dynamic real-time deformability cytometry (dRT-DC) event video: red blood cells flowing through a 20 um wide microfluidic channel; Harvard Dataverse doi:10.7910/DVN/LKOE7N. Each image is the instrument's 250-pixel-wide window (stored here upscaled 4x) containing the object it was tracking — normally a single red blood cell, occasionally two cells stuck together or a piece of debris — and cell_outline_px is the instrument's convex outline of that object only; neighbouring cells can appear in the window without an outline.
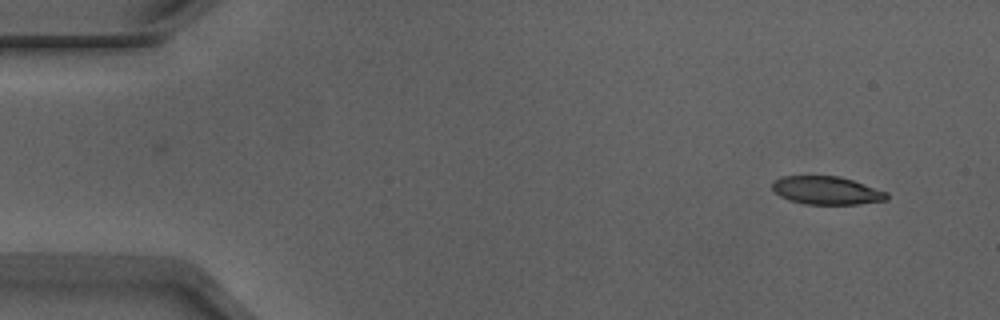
{"species": "Egyptian fruit bat (a non-hibernating species)", "species_latin": "Rousettus aegyptiacus", "temperature_condition": "warm", "stored_images_in_passage": 49, "camera_frame_rate_fps": 3000, "um_per_image_px": 0.085, "animal": {"sex": "male"}, "frame": {"image": 1, "passage_image": 1, "time_ms": 0.0, "image_size_px": [1000, 320], "cell_outline_px": [[888, 200], [856, 204], [804, 204], [788, 200], [780, 196], [772, 188], [772, 184], [776, 180], [784, 176], [840, 176], [888, 192]], "centroid_in_image_um": [70.28, 16.19], "position_along_channel_um": 14.7, "area_um2": 18.67}}
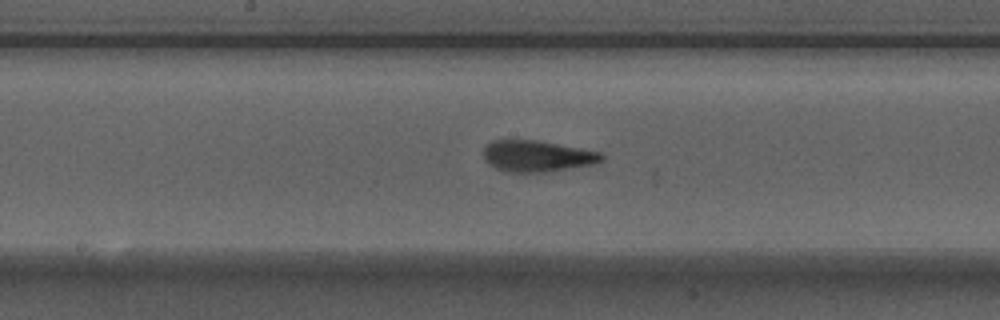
{"frame": {"image": 2, "passage_image": 24, "time_ms": 7.667, "image_size_px": [1000, 320], "cell_outline_px": [[604, 160], [592, 164], [544, 172], [508, 172], [496, 168], [488, 164], [484, 160], [484, 148], [492, 140], [536, 140], [600, 152], [604, 156]], "centroid_in_image_um": [45.62, 13.27], "position_along_channel_um": 202.6, "area_um2": 21.27}}
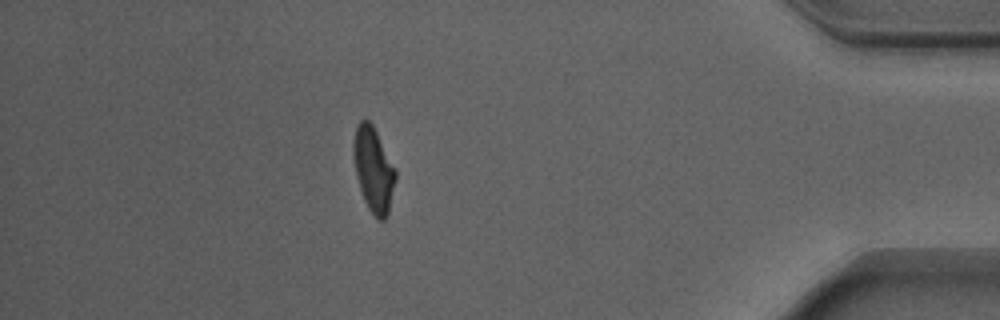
{"frame": {"image": 3, "passage_image": 43, "time_ms": 14.0, "image_size_px": [1000, 320], "cell_outline_px": [[396, 180], [388, 216], [384, 220], [376, 220], [368, 208], [364, 200], [356, 176], [352, 148], [352, 144], [356, 128], [360, 120], [368, 120], [372, 124], [396, 168]], "centroid_in_image_um": [31.76, 14.45], "position_along_channel_um": 403.4, "area_um2": 20.98}, "authors_computed_cell_mechanics": {"area_um2": 20.8658, "velocity_mm_per_s": 3.9206, "shape_relaxation_time_tau1_ms": 3.6576, "shape_relaxation_time_tau2_ms": 1.0667, "deformation_change_tau1": 0.1813, "deformation_change_tau2": 0.1015}}